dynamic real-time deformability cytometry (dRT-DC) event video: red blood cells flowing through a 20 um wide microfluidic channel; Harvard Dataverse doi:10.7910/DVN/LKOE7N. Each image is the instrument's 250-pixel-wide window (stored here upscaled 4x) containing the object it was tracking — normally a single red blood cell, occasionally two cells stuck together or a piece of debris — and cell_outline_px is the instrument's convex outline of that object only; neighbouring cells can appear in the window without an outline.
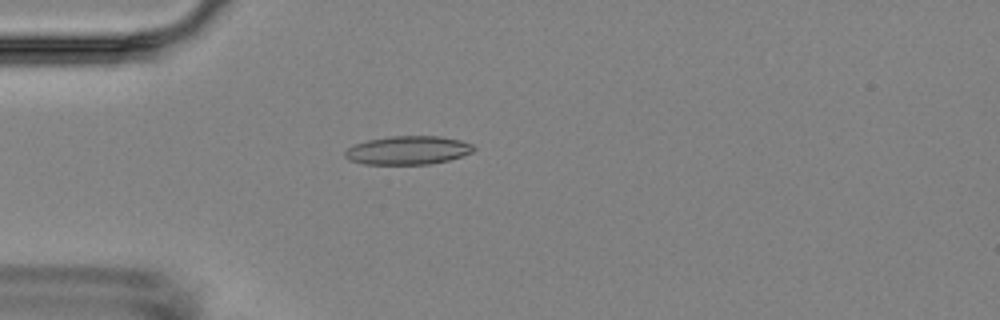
{"species": "Egyptian fruit bat (a non-hibernating species)", "species_latin": "Rousettus aegyptiacus", "temperature_condition": "room temperature", "stored_images_in_passage": 5, "camera_frame_rate_fps": 3000, "um_per_image_px": 0.085, "animal": {"sex": "female"}, "frame": {"image": 1, "passage_image": 5, "time_ms": 4.667, "image_size_px": [1000, 320], "cell_outline_px": [[476, 148], [472, 152], [448, 160], [428, 164], [364, 164], [348, 160], [344, 156], [344, 152], [352, 144], [368, 140], [388, 136], [440, 136], [460, 140], [472, 144]], "centroid_in_image_um": [34.63, 12.77], "position_along_channel_um": 50.4, "area_um2": 21.44}}